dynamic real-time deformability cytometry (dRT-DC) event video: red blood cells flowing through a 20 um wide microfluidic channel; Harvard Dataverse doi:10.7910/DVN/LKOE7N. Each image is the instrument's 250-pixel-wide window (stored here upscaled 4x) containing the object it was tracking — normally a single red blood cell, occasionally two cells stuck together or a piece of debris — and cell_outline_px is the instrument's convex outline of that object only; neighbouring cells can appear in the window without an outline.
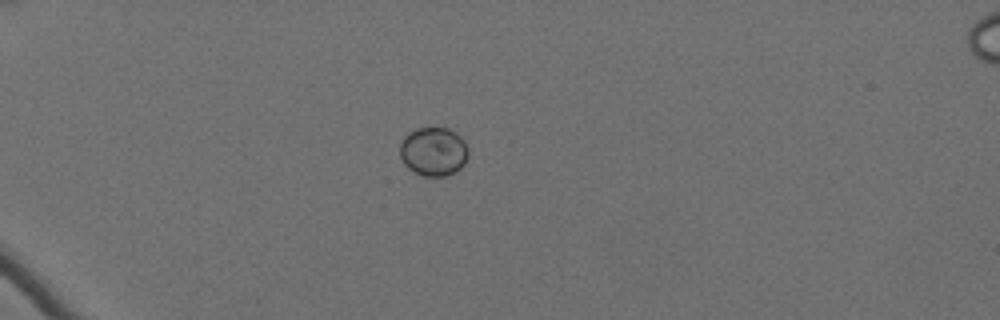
{"species": "Egyptian fruit bat (a non-hibernating species)", "species_latin": "Rousettus aegyptiacus", "temperature_condition": "cold", "stored_images_in_passage": 47, "camera_frame_rate_fps": 3000, "um_per_image_px": 0.085, "animal": {"sex": "female"}, "frame": {"image": 1, "passage_image": 5, "time_ms": 1.333, "image_size_px": [1000, 320], "cell_outline_px": [[468, 156], [464, 164], [456, 172], [444, 176], [424, 176], [408, 168], [404, 164], [400, 156], [400, 144], [404, 136], [408, 132], [416, 128], [448, 128], [456, 132], [464, 140], [468, 148]], "centroid_in_image_um": [36.85, 12.87], "position_along_channel_um": 48.1, "area_um2": 19.59}}
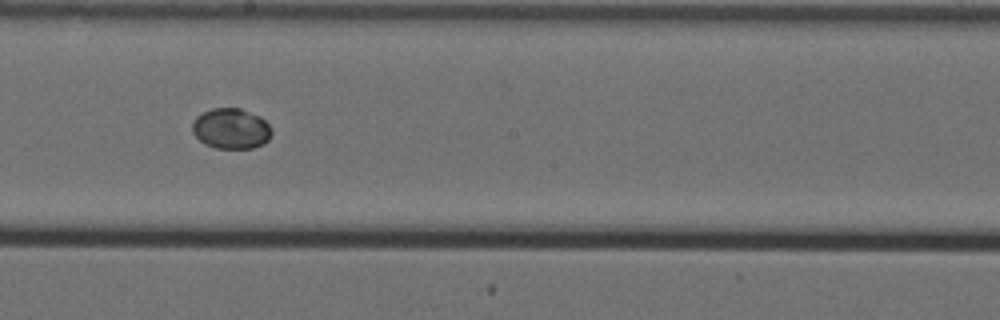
{"frame": {"image": 2, "passage_image": 24, "time_ms": 7.667, "image_size_px": [1000, 320], "cell_outline_px": [[272, 132], [268, 140], [264, 144], [252, 148], [216, 148], [204, 144], [192, 132], [192, 124], [196, 116], [212, 108], [240, 108], [260, 116], [268, 124]], "centroid_in_image_um": [19.63, 10.93], "position_along_channel_um": 228.6, "area_um2": 18.73}}
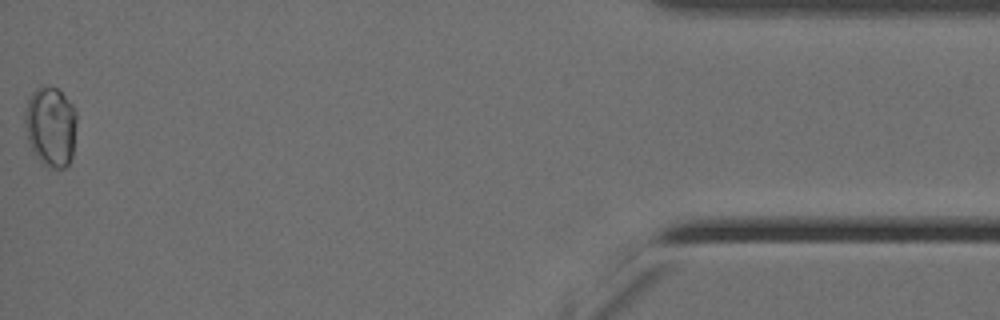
{"frame": {"image": 3, "passage_image": 47, "time_ms": 15.333, "image_size_px": [1000, 320], "cell_outline_px": [[76, 120], [72, 156], [68, 164], [64, 168], [48, 168], [36, 156], [28, 140], [24, 124], [24, 116], [28, 100], [32, 92], [40, 84], [56, 88], [72, 104], [76, 112]], "centroid_in_image_um": [4.3, 10.74], "position_along_channel_um": 430.9, "area_um2": 24.1}}